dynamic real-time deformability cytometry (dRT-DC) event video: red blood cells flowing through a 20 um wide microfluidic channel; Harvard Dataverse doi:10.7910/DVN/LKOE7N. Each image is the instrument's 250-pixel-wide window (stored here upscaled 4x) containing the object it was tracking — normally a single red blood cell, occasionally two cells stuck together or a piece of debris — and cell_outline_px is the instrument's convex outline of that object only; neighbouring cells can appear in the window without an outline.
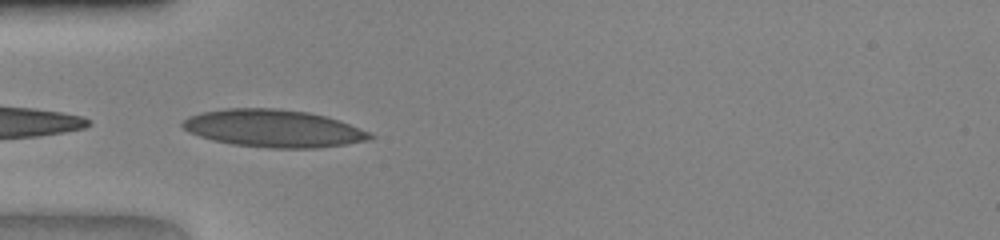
{"species": "human", "species_latin": "Homo sapiens", "temperature_condition": "warm", "stored_images_in_passage": 30, "camera_frame_rate_fps": 3000, "um_per_image_px": 0.085, "donor": {"sex": "female"}, "frame": {"image": 1, "passage_image": 1, "time_ms": 0.0, "image_size_px": [1000, 240], "cell_outline_px": [[376, 136], [368, 140], [344, 144], [316, 148], [268, 148], [232, 144], [212, 140], [188, 132], [180, 124], [188, 116], [200, 112], [224, 108], [280, 108], [308, 112], [328, 116], [340, 120], [372, 132]], "centroid_in_image_um": [23.26, 10.9], "position_along_channel_um": 61.7, "area_um2": 41.38}}
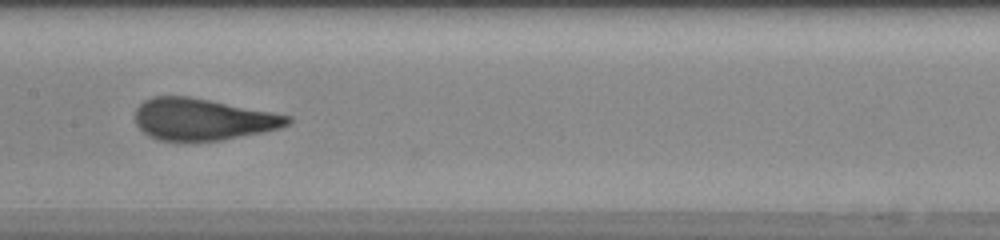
{"frame": {"image": 2, "passage_image": 10, "time_ms": 3.0, "image_size_px": [1000, 240], "cell_outline_px": [[292, 124], [280, 128], [264, 132], [220, 140], [180, 144], [156, 140], [148, 136], [136, 124], [136, 108], [144, 100], [152, 96], [188, 96], [272, 112], [292, 116]], "centroid_in_image_um": [17.21, 10.18], "position_along_channel_um": 190.2, "area_um2": 37.86}}
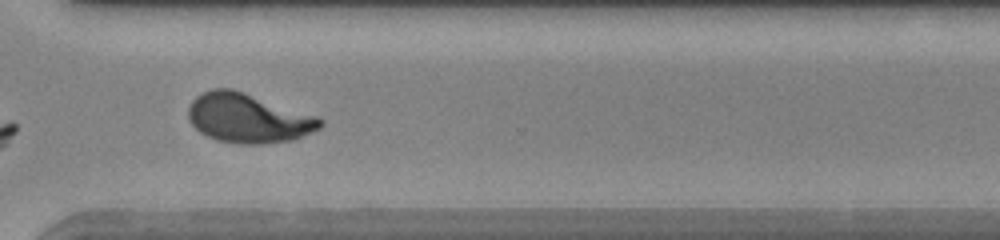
{"frame": {"image": 3, "passage_image": 21, "time_ms": 6.667, "image_size_px": [1000, 240], "cell_outline_px": [[324, 124], [320, 128], [292, 140], [260, 144], [240, 144], [216, 140], [200, 132], [188, 120], [188, 108], [192, 100], [196, 96], [212, 88], [232, 88], [320, 116], [324, 120]], "centroid_in_image_um": [21.11, 10.03], "position_along_channel_um": 349.5, "area_um2": 38.21}}